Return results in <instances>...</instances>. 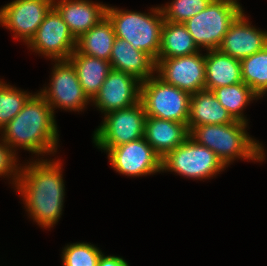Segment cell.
Returning a JSON list of instances; mask_svg holds the SVG:
<instances>
[{
    "mask_svg": "<svg viewBox=\"0 0 267 266\" xmlns=\"http://www.w3.org/2000/svg\"><path fill=\"white\" fill-rule=\"evenodd\" d=\"M31 163L20 168L16 186L34 221L50 228L58 222L63 208L65 190L61 165L47 160Z\"/></svg>",
    "mask_w": 267,
    "mask_h": 266,
    "instance_id": "1",
    "label": "cell"
},
{
    "mask_svg": "<svg viewBox=\"0 0 267 266\" xmlns=\"http://www.w3.org/2000/svg\"><path fill=\"white\" fill-rule=\"evenodd\" d=\"M2 131V141L12 149L20 146L40 155L56 152L58 132L54 110L40 93L32 95Z\"/></svg>",
    "mask_w": 267,
    "mask_h": 266,
    "instance_id": "2",
    "label": "cell"
},
{
    "mask_svg": "<svg viewBox=\"0 0 267 266\" xmlns=\"http://www.w3.org/2000/svg\"><path fill=\"white\" fill-rule=\"evenodd\" d=\"M247 123L206 124L194 127L189 134L196 143L211 149L226 167L238 158L263 160L264 149L245 132Z\"/></svg>",
    "mask_w": 267,
    "mask_h": 266,
    "instance_id": "3",
    "label": "cell"
},
{
    "mask_svg": "<svg viewBox=\"0 0 267 266\" xmlns=\"http://www.w3.org/2000/svg\"><path fill=\"white\" fill-rule=\"evenodd\" d=\"M152 13L148 15L108 6L106 8V17L112 23L116 37L124 39L135 50H142L157 61L165 20L160 7L153 8Z\"/></svg>",
    "mask_w": 267,
    "mask_h": 266,
    "instance_id": "4",
    "label": "cell"
},
{
    "mask_svg": "<svg viewBox=\"0 0 267 266\" xmlns=\"http://www.w3.org/2000/svg\"><path fill=\"white\" fill-rule=\"evenodd\" d=\"M191 94L156 76L141 82L140 101L146 116L188 123Z\"/></svg>",
    "mask_w": 267,
    "mask_h": 266,
    "instance_id": "5",
    "label": "cell"
},
{
    "mask_svg": "<svg viewBox=\"0 0 267 266\" xmlns=\"http://www.w3.org/2000/svg\"><path fill=\"white\" fill-rule=\"evenodd\" d=\"M239 5L225 0H212L206 9L183 24L194 43L206 50L218 49L231 23L242 12Z\"/></svg>",
    "mask_w": 267,
    "mask_h": 266,
    "instance_id": "6",
    "label": "cell"
},
{
    "mask_svg": "<svg viewBox=\"0 0 267 266\" xmlns=\"http://www.w3.org/2000/svg\"><path fill=\"white\" fill-rule=\"evenodd\" d=\"M104 118L93 136L98 148L111 149L144 137L146 113L141 101L128 108L108 112Z\"/></svg>",
    "mask_w": 267,
    "mask_h": 266,
    "instance_id": "7",
    "label": "cell"
},
{
    "mask_svg": "<svg viewBox=\"0 0 267 266\" xmlns=\"http://www.w3.org/2000/svg\"><path fill=\"white\" fill-rule=\"evenodd\" d=\"M225 168L217 155L209 148L188 137L162 158V171H174L185 177L210 178Z\"/></svg>",
    "mask_w": 267,
    "mask_h": 266,
    "instance_id": "8",
    "label": "cell"
},
{
    "mask_svg": "<svg viewBox=\"0 0 267 266\" xmlns=\"http://www.w3.org/2000/svg\"><path fill=\"white\" fill-rule=\"evenodd\" d=\"M42 55L56 60H68L76 49V39L58 11L52 7L27 43Z\"/></svg>",
    "mask_w": 267,
    "mask_h": 266,
    "instance_id": "9",
    "label": "cell"
},
{
    "mask_svg": "<svg viewBox=\"0 0 267 266\" xmlns=\"http://www.w3.org/2000/svg\"><path fill=\"white\" fill-rule=\"evenodd\" d=\"M108 152L112 168L127 176H142L162 171V158L145 138L102 149Z\"/></svg>",
    "mask_w": 267,
    "mask_h": 266,
    "instance_id": "10",
    "label": "cell"
},
{
    "mask_svg": "<svg viewBox=\"0 0 267 266\" xmlns=\"http://www.w3.org/2000/svg\"><path fill=\"white\" fill-rule=\"evenodd\" d=\"M53 70L50 88L45 87L40 92L52 110L56 106L70 111L85 108L89 99L83 92L72 63L69 60H58Z\"/></svg>",
    "mask_w": 267,
    "mask_h": 266,
    "instance_id": "11",
    "label": "cell"
},
{
    "mask_svg": "<svg viewBox=\"0 0 267 266\" xmlns=\"http://www.w3.org/2000/svg\"><path fill=\"white\" fill-rule=\"evenodd\" d=\"M196 54L157 59L158 77L189 94L205 89V56Z\"/></svg>",
    "mask_w": 267,
    "mask_h": 266,
    "instance_id": "12",
    "label": "cell"
},
{
    "mask_svg": "<svg viewBox=\"0 0 267 266\" xmlns=\"http://www.w3.org/2000/svg\"><path fill=\"white\" fill-rule=\"evenodd\" d=\"M54 0H14L0 9V24L11 29L26 44L35 35Z\"/></svg>",
    "mask_w": 267,
    "mask_h": 266,
    "instance_id": "13",
    "label": "cell"
},
{
    "mask_svg": "<svg viewBox=\"0 0 267 266\" xmlns=\"http://www.w3.org/2000/svg\"><path fill=\"white\" fill-rule=\"evenodd\" d=\"M140 85L133 75L112 69L92 101L104 114L128 108L140 101Z\"/></svg>",
    "mask_w": 267,
    "mask_h": 266,
    "instance_id": "14",
    "label": "cell"
},
{
    "mask_svg": "<svg viewBox=\"0 0 267 266\" xmlns=\"http://www.w3.org/2000/svg\"><path fill=\"white\" fill-rule=\"evenodd\" d=\"M267 46V32L249 25L243 11L231 23L218 50L242 60Z\"/></svg>",
    "mask_w": 267,
    "mask_h": 266,
    "instance_id": "15",
    "label": "cell"
},
{
    "mask_svg": "<svg viewBox=\"0 0 267 266\" xmlns=\"http://www.w3.org/2000/svg\"><path fill=\"white\" fill-rule=\"evenodd\" d=\"M53 7L76 40L106 17L107 8L105 4H94L88 0H54Z\"/></svg>",
    "mask_w": 267,
    "mask_h": 266,
    "instance_id": "16",
    "label": "cell"
},
{
    "mask_svg": "<svg viewBox=\"0 0 267 266\" xmlns=\"http://www.w3.org/2000/svg\"><path fill=\"white\" fill-rule=\"evenodd\" d=\"M189 134L187 123L146 116L144 138L161 158L181 145Z\"/></svg>",
    "mask_w": 267,
    "mask_h": 266,
    "instance_id": "17",
    "label": "cell"
},
{
    "mask_svg": "<svg viewBox=\"0 0 267 266\" xmlns=\"http://www.w3.org/2000/svg\"><path fill=\"white\" fill-rule=\"evenodd\" d=\"M109 62L112 69L133 75L141 82L153 76V71H156V61L149 54L135 50L130 43L117 37Z\"/></svg>",
    "mask_w": 267,
    "mask_h": 266,
    "instance_id": "18",
    "label": "cell"
},
{
    "mask_svg": "<svg viewBox=\"0 0 267 266\" xmlns=\"http://www.w3.org/2000/svg\"><path fill=\"white\" fill-rule=\"evenodd\" d=\"M240 82H243L240 60L218 49L209 50L205 55V89L212 91Z\"/></svg>",
    "mask_w": 267,
    "mask_h": 266,
    "instance_id": "19",
    "label": "cell"
},
{
    "mask_svg": "<svg viewBox=\"0 0 267 266\" xmlns=\"http://www.w3.org/2000/svg\"><path fill=\"white\" fill-rule=\"evenodd\" d=\"M234 121L212 91L204 89L191 94L187 123L189 132L196 126L228 124Z\"/></svg>",
    "mask_w": 267,
    "mask_h": 266,
    "instance_id": "20",
    "label": "cell"
},
{
    "mask_svg": "<svg viewBox=\"0 0 267 266\" xmlns=\"http://www.w3.org/2000/svg\"><path fill=\"white\" fill-rule=\"evenodd\" d=\"M68 60L76 70L84 94L89 100H93L112 70L111 63L104 59L79 53L76 49Z\"/></svg>",
    "mask_w": 267,
    "mask_h": 266,
    "instance_id": "21",
    "label": "cell"
},
{
    "mask_svg": "<svg viewBox=\"0 0 267 266\" xmlns=\"http://www.w3.org/2000/svg\"><path fill=\"white\" fill-rule=\"evenodd\" d=\"M115 38L112 23L105 17L76 40V50L109 61Z\"/></svg>",
    "mask_w": 267,
    "mask_h": 266,
    "instance_id": "22",
    "label": "cell"
},
{
    "mask_svg": "<svg viewBox=\"0 0 267 266\" xmlns=\"http://www.w3.org/2000/svg\"><path fill=\"white\" fill-rule=\"evenodd\" d=\"M199 48L183 23L164 21L158 59L196 54Z\"/></svg>",
    "mask_w": 267,
    "mask_h": 266,
    "instance_id": "23",
    "label": "cell"
},
{
    "mask_svg": "<svg viewBox=\"0 0 267 266\" xmlns=\"http://www.w3.org/2000/svg\"><path fill=\"white\" fill-rule=\"evenodd\" d=\"M212 92L234 120L244 123L247 121L241 111L249 101L255 97L259 98V96L244 82L215 88Z\"/></svg>",
    "mask_w": 267,
    "mask_h": 266,
    "instance_id": "24",
    "label": "cell"
},
{
    "mask_svg": "<svg viewBox=\"0 0 267 266\" xmlns=\"http://www.w3.org/2000/svg\"><path fill=\"white\" fill-rule=\"evenodd\" d=\"M243 82L258 96L267 92V46L240 60Z\"/></svg>",
    "mask_w": 267,
    "mask_h": 266,
    "instance_id": "25",
    "label": "cell"
},
{
    "mask_svg": "<svg viewBox=\"0 0 267 266\" xmlns=\"http://www.w3.org/2000/svg\"><path fill=\"white\" fill-rule=\"evenodd\" d=\"M31 96L0 81V129L22 110Z\"/></svg>",
    "mask_w": 267,
    "mask_h": 266,
    "instance_id": "26",
    "label": "cell"
},
{
    "mask_svg": "<svg viewBox=\"0 0 267 266\" xmlns=\"http://www.w3.org/2000/svg\"><path fill=\"white\" fill-rule=\"evenodd\" d=\"M212 0H174L161 7L163 18L168 22L184 23L207 8Z\"/></svg>",
    "mask_w": 267,
    "mask_h": 266,
    "instance_id": "27",
    "label": "cell"
},
{
    "mask_svg": "<svg viewBox=\"0 0 267 266\" xmlns=\"http://www.w3.org/2000/svg\"><path fill=\"white\" fill-rule=\"evenodd\" d=\"M102 252L88 243H73L63 250V266H98Z\"/></svg>",
    "mask_w": 267,
    "mask_h": 266,
    "instance_id": "28",
    "label": "cell"
},
{
    "mask_svg": "<svg viewBox=\"0 0 267 266\" xmlns=\"http://www.w3.org/2000/svg\"><path fill=\"white\" fill-rule=\"evenodd\" d=\"M12 151L13 150L9 148L4 141L0 144V176H8V174H13V176L15 175L13 179L16 185L20 174L18 172H20V170H17L18 168H16L17 165L15 162L17 158H15L16 154Z\"/></svg>",
    "mask_w": 267,
    "mask_h": 266,
    "instance_id": "29",
    "label": "cell"
},
{
    "mask_svg": "<svg viewBox=\"0 0 267 266\" xmlns=\"http://www.w3.org/2000/svg\"><path fill=\"white\" fill-rule=\"evenodd\" d=\"M98 266H129V265L121 257L105 256L101 254L99 261H98Z\"/></svg>",
    "mask_w": 267,
    "mask_h": 266,
    "instance_id": "30",
    "label": "cell"
},
{
    "mask_svg": "<svg viewBox=\"0 0 267 266\" xmlns=\"http://www.w3.org/2000/svg\"><path fill=\"white\" fill-rule=\"evenodd\" d=\"M225 1H229V2H231V3H234V4H236V5H239V6H240V4L237 2V0H225Z\"/></svg>",
    "mask_w": 267,
    "mask_h": 266,
    "instance_id": "31",
    "label": "cell"
}]
</instances>
